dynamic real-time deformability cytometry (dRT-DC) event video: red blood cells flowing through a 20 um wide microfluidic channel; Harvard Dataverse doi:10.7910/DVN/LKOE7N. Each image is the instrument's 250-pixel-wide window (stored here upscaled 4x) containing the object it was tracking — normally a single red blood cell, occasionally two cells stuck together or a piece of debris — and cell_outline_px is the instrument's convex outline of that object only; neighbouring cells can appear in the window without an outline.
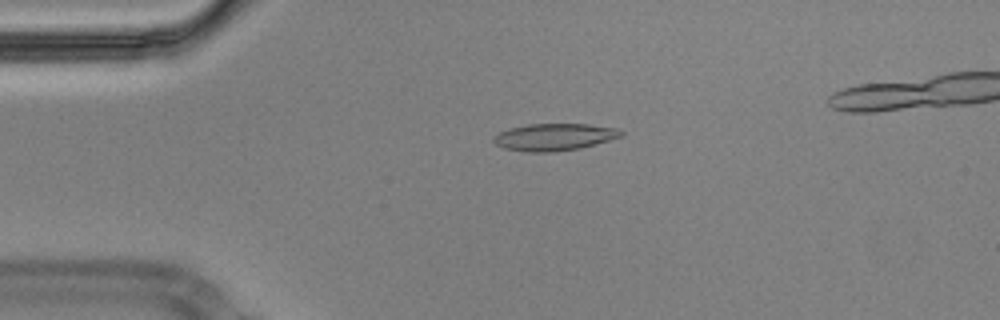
{"species": "Egyptian fruit bat (a non-hibernating species)", "species_latin": "Rousettus aegyptiacus", "temperature_condition": "cold", "stored_images_in_passage": 52, "camera_frame_rate_fps": 3000, "um_per_image_px": 0.085, "animal": {"sex": "male"}, "frame": {"image": 1, "passage_image": 12, "time_ms": 3.667, "image_size_px": [1000, 320], "cell_outline_px": [[624, 136], [580, 148], [552, 152], [528, 152], [504, 148], [496, 144], [492, 140], [500, 132], [512, 128], [528, 124], [588, 124], [616, 128], [624, 132]], "centroid_in_image_um": [47.15, 11.65], "position_along_channel_um": 37.8, "area_um2": 19.94}}
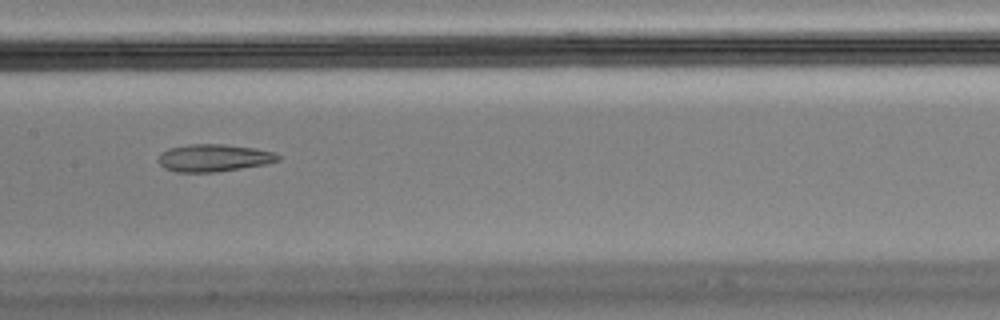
{"frame": {"image": 2, "passage_image": 27, "time_ms": 8.667, "image_size_px": [1000, 320], "cell_outline_px": [[280, 160], [264, 164], [216, 172], [176, 172], [164, 168], [156, 160], [160, 152], [168, 148], [188, 144], [224, 144], [256, 148], [276, 152], [280, 156]], "centroid_in_image_um": [18.14, 13.41], "position_along_channel_um": 189.3, "area_um2": 19.31}}
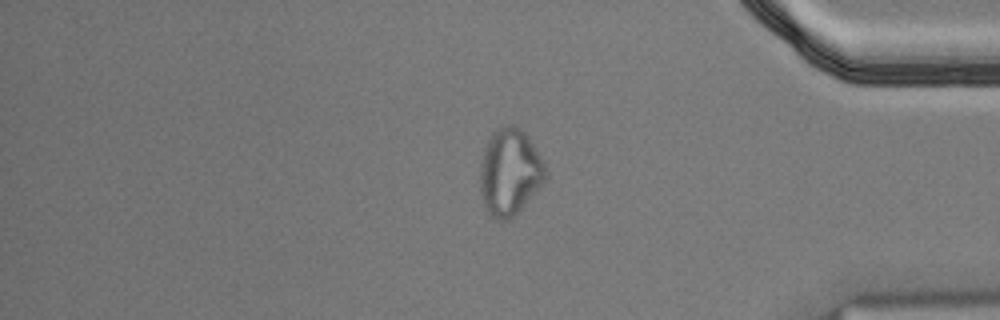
{"frame": {"image": 3, "passage_image": 46, "time_ms": 15.0, "image_size_px": [1000, 320], "cell_outline_px": [[548, 176], [544, 184], [508, 220], [496, 220], [484, 208], [480, 192], [480, 164], [484, 148], [492, 132], [504, 124], [516, 124], [528, 136], [544, 164], [548, 172]], "centroid_in_image_um": [43.32, 14.6], "position_along_channel_um": 391.9, "area_um2": 33.23}}